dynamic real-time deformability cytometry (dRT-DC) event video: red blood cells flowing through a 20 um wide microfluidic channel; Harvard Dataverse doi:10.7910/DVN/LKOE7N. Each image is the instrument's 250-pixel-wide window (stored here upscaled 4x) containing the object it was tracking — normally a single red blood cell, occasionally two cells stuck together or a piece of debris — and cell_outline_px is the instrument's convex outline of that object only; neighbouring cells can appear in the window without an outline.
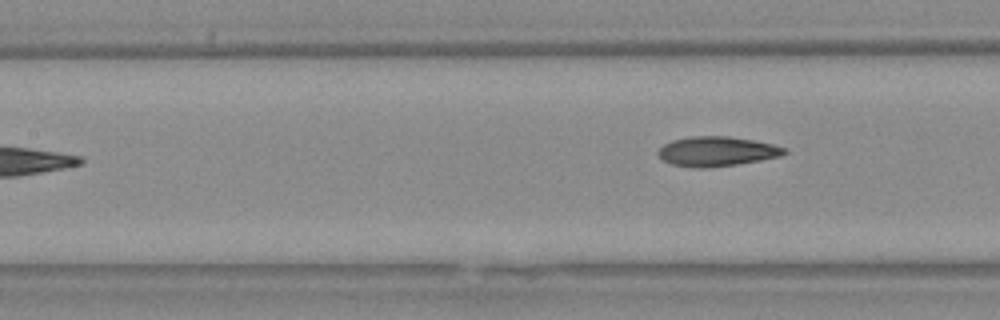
{"species": "Egyptian fruit bat (a non-hibernating species)", "species_latin": "Rousettus aegyptiacus", "temperature_condition": "warm", "stored_images_in_passage": 5, "camera_frame_rate_fps": 3000, "um_per_image_px": 0.085, "animal": {"sex": "female"}, "frame": {"image": 1, "passage_image": 5, "time_ms": 1.333, "image_size_px": [1000, 320], "cell_outline_px": [[788, 152], [780, 156], [760, 160], [736, 164], [704, 168], [692, 168], [672, 164], [664, 160], [656, 152], [664, 144], [672, 140], [692, 136], [728, 136], [756, 140], [788, 148]], "centroid_in_image_um": [60.95, 12.86], "position_along_channel_um": 146.5, "area_um2": 21.85}}